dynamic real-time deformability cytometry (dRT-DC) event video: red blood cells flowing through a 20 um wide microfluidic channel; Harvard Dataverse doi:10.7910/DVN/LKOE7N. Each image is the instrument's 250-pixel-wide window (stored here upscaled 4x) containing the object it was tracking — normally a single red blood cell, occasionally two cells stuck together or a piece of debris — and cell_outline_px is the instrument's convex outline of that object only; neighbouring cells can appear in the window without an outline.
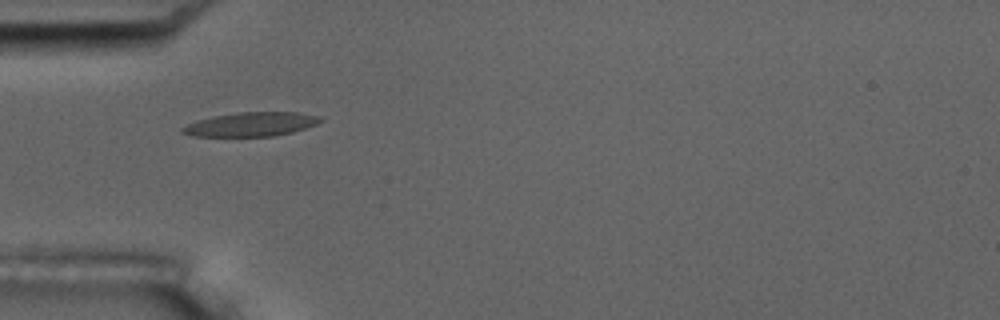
{"species": "common noctule bat (a hibernating species)", "species_latin": "Nyctalus noctula", "temperature_condition": "room temperature", "stored_images_in_passage": 2, "camera_frame_rate_fps": 3000, "um_per_image_px": 0.085, "animal": {"sex": "male", "body_mass_g": 17.5, "forearm_length_mm": 52.3}, "frame": {"image": 1, "passage_image": 1, "time_ms": 0.0, "image_size_px": [1000, 320], "cell_outline_px": [[324, 120], [316, 124], [292, 132], [272, 136], [192, 136], [180, 132], [180, 128], [196, 120], [212, 116], [240, 112], [300, 112], [320, 116]], "centroid_in_image_um": [21.33, 10.56], "position_along_channel_um": 63.7, "area_um2": 19.36}}